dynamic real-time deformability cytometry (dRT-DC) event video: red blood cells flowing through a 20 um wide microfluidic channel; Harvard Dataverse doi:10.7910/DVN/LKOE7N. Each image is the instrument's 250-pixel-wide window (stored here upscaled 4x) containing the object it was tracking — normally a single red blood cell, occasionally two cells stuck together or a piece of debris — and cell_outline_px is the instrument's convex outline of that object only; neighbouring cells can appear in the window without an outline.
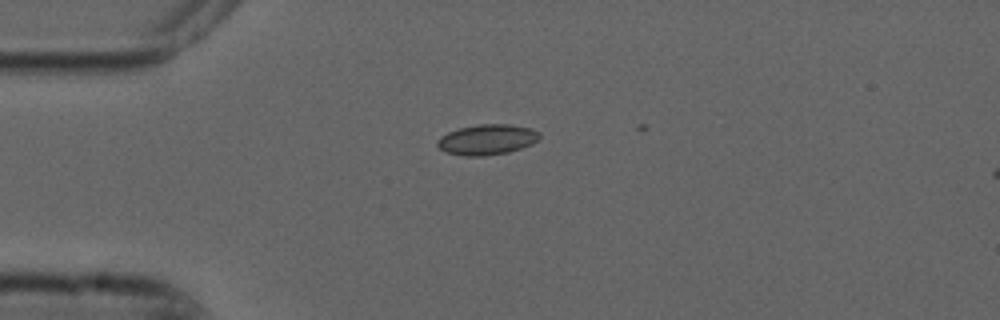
{"species": "common noctule bat (a hibernating species)", "species_latin": "Nyctalus noctula", "temperature_condition": "cold", "stored_images_in_passage": 2, "camera_frame_rate_fps": 3000, "um_per_image_px": 0.085, "animal": {"sex": "male", "forearm_length_mm": 52.5}, "frame": {"image": 1, "passage_image": 1, "time_ms": 0.0, "image_size_px": [1000, 320], "cell_outline_px": [[540, 136], [532, 144], [508, 152], [484, 156], [464, 156], [444, 152], [436, 144], [436, 140], [440, 136], [448, 132], [460, 128], [480, 124], [508, 124], [532, 128], [540, 132]], "centroid_in_image_um": [41.38, 11.86], "position_along_channel_um": 43.6, "area_um2": 18.15}}